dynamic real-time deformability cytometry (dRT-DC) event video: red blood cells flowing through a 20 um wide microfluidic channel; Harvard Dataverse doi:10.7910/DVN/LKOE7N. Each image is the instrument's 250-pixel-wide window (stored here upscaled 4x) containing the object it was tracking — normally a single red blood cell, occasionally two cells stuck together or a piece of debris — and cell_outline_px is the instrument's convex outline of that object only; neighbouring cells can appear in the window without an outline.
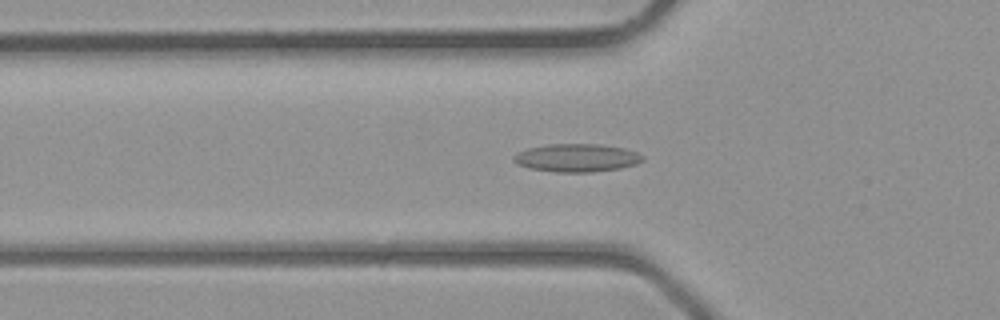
{"species": "common noctule bat (a hibernating species)", "species_latin": "Nyctalus noctula", "temperature_condition": "room temperature", "stored_images_in_passage": 39, "camera_frame_rate_fps": 3000, "um_per_image_px": 0.085, "animal": {"sex": "male", "body_mass_g": 23.1, "forearm_length_mm": 52.7}, "frame": {"image": 1, "passage_image": 13, "time_ms": 4.0, "image_size_px": [1000, 320], "cell_outline_px": [[644, 160], [636, 164], [620, 168], [592, 172], [556, 172], [532, 168], [520, 164], [512, 160], [512, 156], [528, 148], [548, 144], [600, 144], [624, 148], [636, 152], [644, 156]], "centroid_in_image_um": [49.06, 13.41], "position_along_channel_um": 76.7, "area_um2": 20.92}}
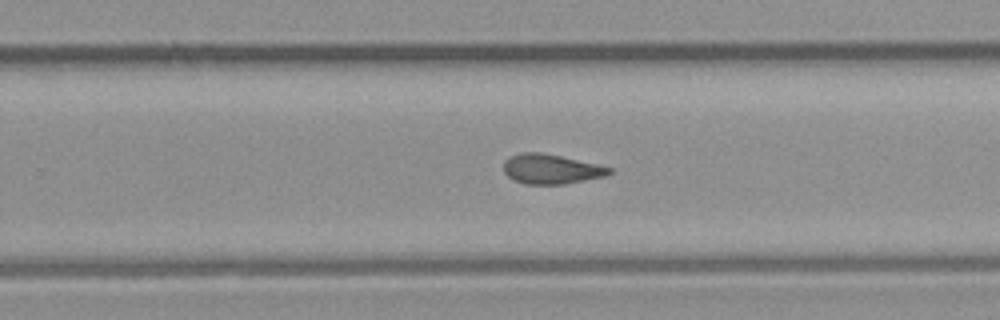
{"frame": {"image": 2, "passage_image": 25, "time_ms": 8.0, "image_size_px": [1000, 320], "cell_outline_px": [[612, 172], [604, 176], [564, 184], [524, 184], [512, 180], [504, 172], [504, 160], [520, 152], [540, 152], [560, 156], [596, 164], [612, 168]], "centroid_in_image_um": [46.8, 14.37], "position_along_channel_um": 283.0, "area_um2": 18.15}}
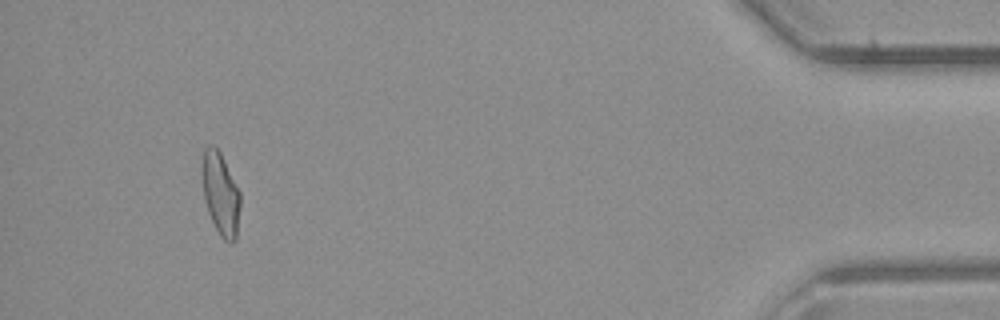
{"frame": {"image": 3, "passage_image": 37, "time_ms": 12.0, "image_size_px": [1000, 320], "cell_outline_px": [[240, 204], [236, 240], [232, 244], [224, 240], [220, 236], [208, 212], [204, 196], [200, 172], [200, 168], [204, 148], [208, 144], [212, 144], [220, 152], [240, 192]], "centroid_in_image_um": [18.72, 16.45], "position_along_channel_um": 416.5, "area_um2": 18.55}}